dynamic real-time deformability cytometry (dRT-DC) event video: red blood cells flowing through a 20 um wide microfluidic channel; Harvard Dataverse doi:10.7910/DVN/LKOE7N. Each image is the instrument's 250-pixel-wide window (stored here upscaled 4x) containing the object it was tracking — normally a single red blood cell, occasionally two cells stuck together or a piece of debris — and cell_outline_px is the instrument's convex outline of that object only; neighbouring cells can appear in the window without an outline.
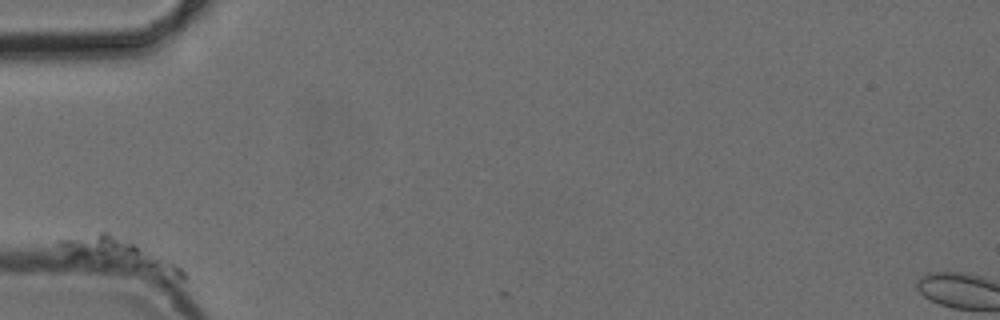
{"species": "common noctule bat (a hibernating species)", "species_latin": "Nyctalus noctula", "temperature_condition": "cold", "stored_images_in_passage": 5, "camera_frame_rate_fps": 3000, "um_per_image_px": 0.085, "animal": {"sex": "female", "body_mass_g": 24.6, "forearm_length_mm": 56.2}, "frame": {"image": 1, "passage_image": 1, "time_ms": 0.0, "image_size_px": [1000, 320], "cell_outline_px": [[188, 276], [184, 280], [164, 280], [68, 260], [56, 244], [56, 240], [100, 228], [104, 228], [176, 264]], "centroid_in_image_um": [10.01, 21.68], "position_along_channel_um": 75.0, "area_um2": 25.26}}
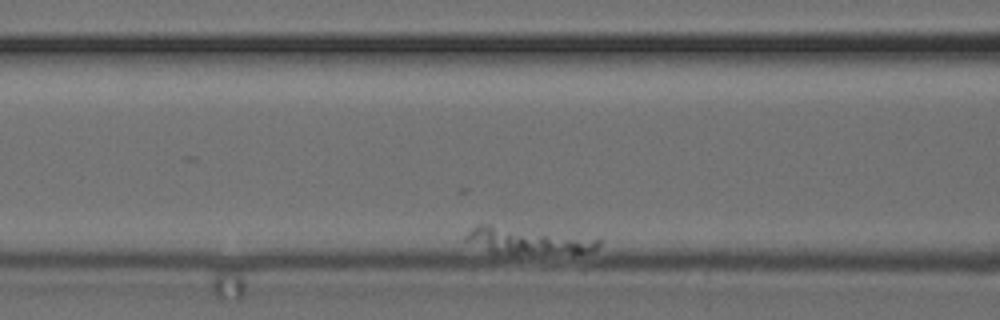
{"frame": {"image": 2, "passage_image": 4, "time_ms": 3.333, "image_size_px": [1000, 320], "cell_outline_px": [[600, 244], [592, 252], [488, 252], [464, 240], [464, 236], [476, 224], [488, 224], [600, 240]], "centroid_in_image_um": [44.7, 20.44], "position_along_channel_um": 121.9, "area_um2": 19.25}}